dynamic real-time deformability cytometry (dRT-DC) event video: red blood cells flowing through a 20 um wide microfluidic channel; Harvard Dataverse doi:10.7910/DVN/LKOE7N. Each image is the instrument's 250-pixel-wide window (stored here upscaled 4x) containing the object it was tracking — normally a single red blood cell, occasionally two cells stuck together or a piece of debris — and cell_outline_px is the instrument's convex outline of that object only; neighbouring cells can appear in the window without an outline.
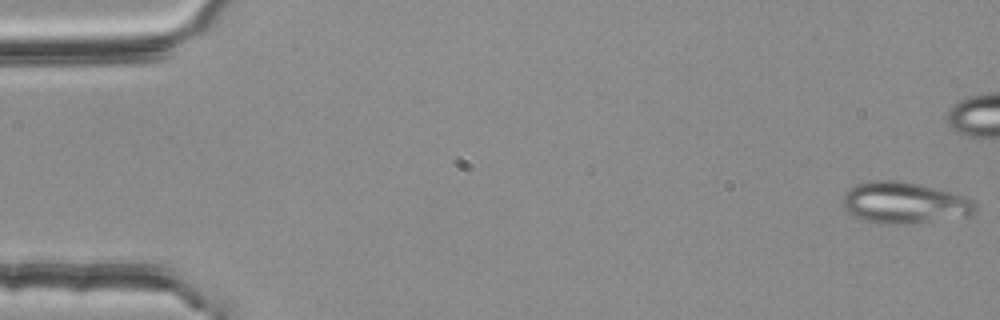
{"species": "common noctule bat (a hibernating species)", "species_latin": "Nyctalus noctula", "temperature_condition": "room temperature", "stored_images_in_passage": 39, "segment_of_instrument_passage": [1, 2], "camera_frame_rate_fps": 3000, "um_per_image_px": 0.085, "animal": {"sex": "female", "body_mass_g": 25.1}, "frame": {"image": 1, "passage_image": 1, "time_ms": 0.0, "image_size_px": [1000, 320], "cell_outline_px": [[976, 212], [968, 216], [916, 224], [876, 224], [864, 220], [848, 212], [844, 208], [844, 196], [848, 188], [856, 184], [868, 180], [900, 180], [920, 184], [956, 192], [972, 200], [976, 204]], "centroid_in_image_um": [76.91, 17.24], "position_along_channel_um": 8.1, "area_um2": 32.66}}